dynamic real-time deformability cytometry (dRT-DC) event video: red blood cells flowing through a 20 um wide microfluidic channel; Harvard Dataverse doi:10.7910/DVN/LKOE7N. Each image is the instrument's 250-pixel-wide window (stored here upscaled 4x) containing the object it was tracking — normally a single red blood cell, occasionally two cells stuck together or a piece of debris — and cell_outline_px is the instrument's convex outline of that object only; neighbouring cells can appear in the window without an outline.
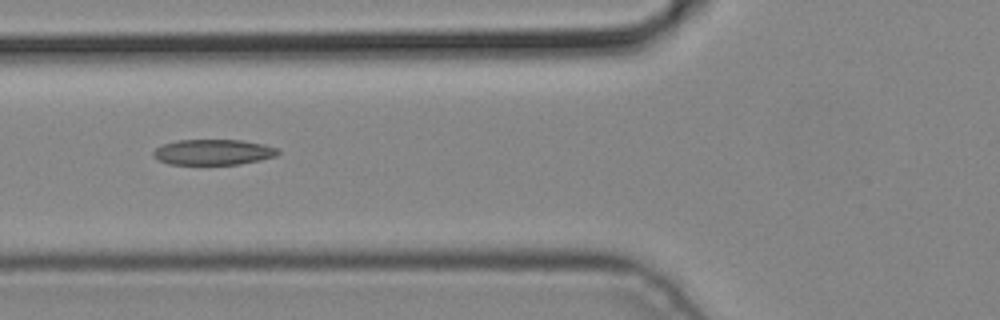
{"species": "common noctule bat (a hibernating species)", "species_latin": "Nyctalus noctula", "temperature_condition": "cold", "stored_images_in_passage": 2, "camera_frame_rate_fps": 3000, "um_per_image_px": 0.085, "animal": {"sex": "male", "body_mass_g": 19.2, "forearm_length_mm": 51.8}, "frame": {"image": 1, "passage_image": 2, "time_ms": 0.333, "image_size_px": [1000, 320], "cell_outline_px": [[280, 152], [276, 156], [260, 160], [240, 164], [168, 164], [156, 160], [152, 156], [152, 152], [160, 144], [176, 140], [240, 140], [264, 144], [276, 148]], "centroid_in_image_um": [18.06, 12.93], "position_along_channel_um": 107.7, "area_um2": 18.73}}